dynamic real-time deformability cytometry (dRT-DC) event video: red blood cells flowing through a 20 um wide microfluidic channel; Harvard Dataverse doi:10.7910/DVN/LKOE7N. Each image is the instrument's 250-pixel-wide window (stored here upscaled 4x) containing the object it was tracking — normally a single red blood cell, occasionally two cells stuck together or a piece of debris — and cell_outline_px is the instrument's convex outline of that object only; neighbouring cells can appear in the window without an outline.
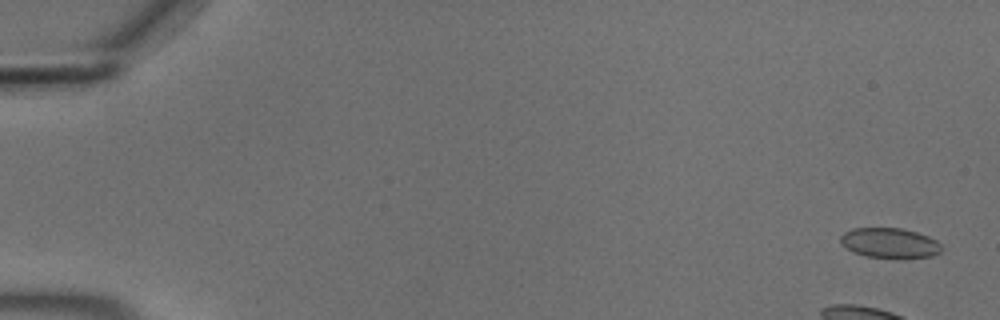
{"species": "common noctule bat (a hibernating species)", "species_latin": "Nyctalus noctula", "temperature_condition": "cold", "stored_images_in_passage": 7, "camera_frame_rate_fps": 3000, "um_per_image_px": 0.085, "animal": {"sex": "male", "body_mass_g": 18.8}, "frame": {"image": 1, "passage_image": 3, "time_ms": 0.667, "image_size_px": [1000, 320], "cell_outline_px": [[940, 252], [932, 256], [904, 260], [900, 260], [868, 256], [852, 252], [840, 244], [840, 236], [844, 232], [852, 228], [900, 228], [916, 232], [928, 236], [936, 240], [940, 244]], "centroid_in_image_um": [75.61, 20.68], "position_along_channel_um": 9.4, "area_um2": 18.15}}